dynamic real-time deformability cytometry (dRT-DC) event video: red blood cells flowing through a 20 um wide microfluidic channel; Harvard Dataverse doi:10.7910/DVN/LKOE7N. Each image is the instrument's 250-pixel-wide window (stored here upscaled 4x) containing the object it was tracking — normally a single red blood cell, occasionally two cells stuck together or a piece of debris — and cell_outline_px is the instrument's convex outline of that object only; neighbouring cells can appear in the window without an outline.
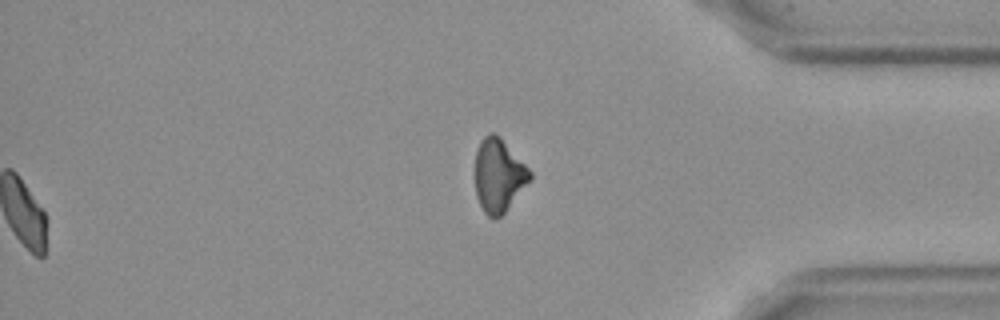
{"species": "Egyptian fruit bat (a non-hibernating species)", "species_latin": "Rousettus aegyptiacus", "temperature_condition": "cold", "stored_images_in_passage": 57, "segment_of_instrument_passage": [2, 2], "camera_frame_rate_fps": 3000, "um_per_image_px": 0.085, "frame": {"image": 1, "passage_image": 57, "time_ms": 18.667, "image_size_px": [1000, 320], "cell_outline_px": [[532, 176], [504, 212], [496, 220], [492, 220], [484, 212], [476, 196], [476, 152], [480, 140], [488, 132], [496, 132], [500, 136], [532, 172]], "centroid_in_image_um": [42.36, 14.88], "position_along_channel_um": 392.8, "area_um2": 23.18}}